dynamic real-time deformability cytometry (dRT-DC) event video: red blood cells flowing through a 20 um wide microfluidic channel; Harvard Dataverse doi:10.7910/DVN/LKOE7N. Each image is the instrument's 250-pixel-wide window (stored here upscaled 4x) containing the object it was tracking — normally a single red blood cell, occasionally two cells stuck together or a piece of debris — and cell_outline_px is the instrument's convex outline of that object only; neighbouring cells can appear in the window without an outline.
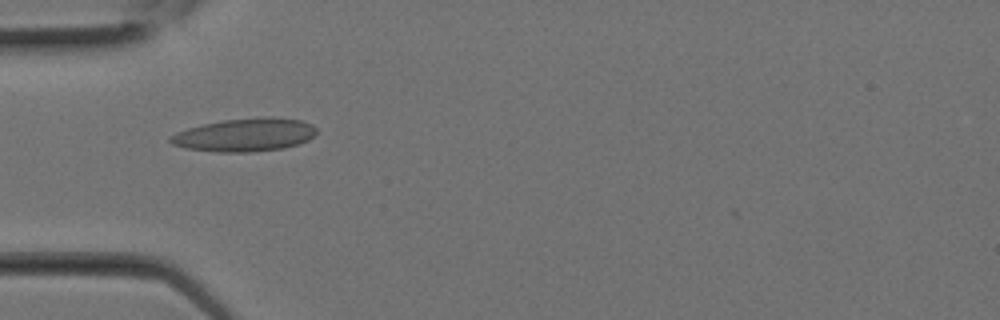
{"species": "Egyptian fruit bat (a non-hibernating species)", "species_latin": "Rousettus aegyptiacus", "temperature_condition": "room temperature", "stored_images_in_passage": 3, "camera_frame_rate_fps": 3000, "um_per_image_px": 0.085, "animal": {"sex": "female"}, "frame": {"image": 1, "passage_image": 1, "time_ms": 0.0, "image_size_px": [1000, 320], "cell_outline_px": [[316, 132], [308, 140], [284, 148], [248, 152], [220, 152], [184, 148], [172, 144], [168, 140], [168, 136], [176, 132], [188, 128], [204, 124], [224, 120], [264, 116], [272, 116], [300, 120], [312, 124], [316, 128]], "centroid_in_image_um": [20.79, 11.45], "position_along_channel_um": 64.2, "area_um2": 28.26}}